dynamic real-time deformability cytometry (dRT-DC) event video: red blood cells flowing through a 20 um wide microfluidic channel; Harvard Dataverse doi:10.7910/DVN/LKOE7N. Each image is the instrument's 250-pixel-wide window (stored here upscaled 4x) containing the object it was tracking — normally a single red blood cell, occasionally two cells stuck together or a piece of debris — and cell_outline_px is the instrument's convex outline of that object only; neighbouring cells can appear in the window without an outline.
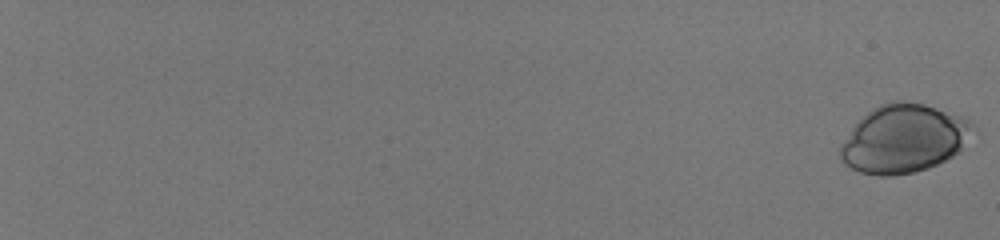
{"species": "human", "species_latin": "Homo sapiens", "temperature_condition": "room temperature", "stored_images_in_passage": 23, "camera_frame_rate_fps": 3000, "um_per_image_px": 0.085, "donor": {"sex": "male"}, "frame": {"image": 1, "passage_image": 1, "time_ms": 0.0, "image_size_px": [1000, 240], "cell_outline_px": [[980, 132], [960, 152], [928, 168], [912, 172], [892, 176], [880, 176], [860, 172], [844, 164], [840, 156], [840, 144], [852, 128], [872, 108], [880, 104], [892, 100], [904, 100], [924, 104], [960, 116], [968, 120]], "centroid_in_image_um": [76.88, 11.78], "position_along_channel_um": 8.1, "area_um2": 53.18}}